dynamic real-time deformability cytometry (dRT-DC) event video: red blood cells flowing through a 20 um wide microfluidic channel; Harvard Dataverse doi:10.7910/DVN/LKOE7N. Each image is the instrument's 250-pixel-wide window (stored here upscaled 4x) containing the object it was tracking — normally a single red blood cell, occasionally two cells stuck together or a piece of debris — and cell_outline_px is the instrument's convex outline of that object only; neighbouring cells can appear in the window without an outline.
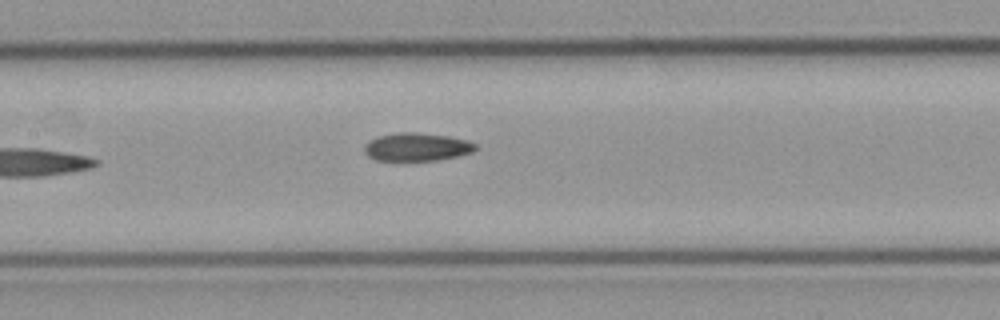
{"species": "common noctule bat (a hibernating species)", "species_latin": "Nyctalus noctula", "temperature_condition": "cold", "stored_images_in_passage": 8, "camera_frame_rate_fps": 3000, "um_per_image_px": 0.085, "animal": {"sex": "male", "body_mass_g": 23.1, "forearm_length_mm": 52.7}, "frame": {"image": 1, "passage_image": 8, "time_ms": 2.333, "image_size_px": [1000, 320], "cell_outline_px": [[476, 148], [472, 152], [460, 156], [436, 160], [376, 160], [368, 156], [364, 152], [364, 144], [368, 140], [376, 136], [396, 132], [416, 132], [448, 136], [468, 140], [476, 144]], "centroid_in_image_um": [35.4, 12.48], "position_along_channel_um": 172.0, "area_um2": 18.38}}